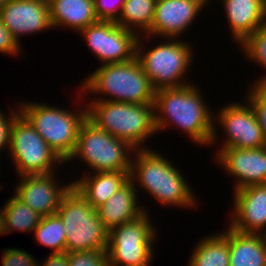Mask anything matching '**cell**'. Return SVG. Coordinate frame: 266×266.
Wrapping results in <instances>:
<instances>
[{
    "instance_id": "7",
    "label": "cell",
    "mask_w": 266,
    "mask_h": 266,
    "mask_svg": "<svg viewBox=\"0 0 266 266\" xmlns=\"http://www.w3.org/2000/svg\"><path fill=\"white\" fill-rule=\"evenodd\" d=\"M134 150L126 141L110 135L87 117L81 124L70 159L79 155L96 172L130 171L131 158L129 160L126 153Z\"/></svg>"
},
{
    "instance_id": "25",
    "label": "cell",
    "mask_w": 266,
    "mask_h": 266,
    "mask_svg": "<svg viewBox=\"0 0 266 266\" xmlns=\"http://www.w3.org/2000/svg\"><path fill=\"white\" fill-rule=\"evenodd\" d=\"M157 0H125L121 16L116 24L133 31L137 26L145 33L151 28ZM132 25V26H130Z\"/></svg>"
},
{
    "instance_id": "32",
    "label": "cell",
    "mask_w": 266,
    "mask_h": 266,
    "mask_svg": "<svg viewBox=\"0 0 266 266\" xmlns=\"http://www.w3.org/2000/svg\"><path fill=\"white\" fill-rule=\"evenodd\" d=\"M19 42L13 37L12 33L3 25L0 17V52L7 54H17Z\"/></svg>"
},
{
    "instance_id": "13",
    "label": "cell",
    "mask_w": 266,
    "mask_h": 266,
    "mask_svg": "<svg viewBox=\"0 0 266 266\" xmlns=\"http://www.w3.org/2000/svg\"><path fill=\"white\" fill-rule=\"evenodd\" d=\"M3 25L19 42V36L51 28L48 0H10L0 9Z\"/></svg>"
},
{
    "instance_id": "21",
    "label": "cell",
    "mask_w": 266,
    "mask_h": 266,
    "mask_svg": "<svg viewBox=\"0 0 266 266\" xmlns=\"http://www.w3.org/2000/svg\"><path fill=\"white\" fill-rule=\"evenodd\" d=\"M52 28L69 26L81 31L98 21L94 0H48Z\"/></svg>"
},
{
    "instance_id": "10",
    "label": "cell",
    "mask_w": 266,
    "mask_h": 266,
    "mask_svg": "<svg viewBox=\"0 0 266 266\" xmlns=\"http://www.w3.org/2000/svg\"><path fill=\"white\" fill-rule=\"evenodd\" d=\"M8 149L20 177L52 173V163H63L21 112L14 119Z\"/></svg>"
},
{
    "instance_id": "27",
    "label": "cell",
    "mask_w": 266,
    "mask_h": 266,
    "mask_svg": "<svg viewBox=\"0 0 266 266\" xmlns=\"http://www.w3.org/2000/svg\"><path fill=\"white\" fill-rule=\"evenodd\" d=\"M245 55L266 67V23L242 43Z\"/></svg>"
},
{
    "instance_id": "2",
    "label": "cell",
    "mask_w": 266,
    "mask_h": 266,
    "mask_svg": "<svg viewBox=\"0 0 266 266\" xmlns=\"http://www.w3.org/2000/svg\"><path fill=\"white\" fill-rule=\"evenodd\" d=\"M154 104H134L99 99L87 107V117L99 128L139 149L156 134Z\"/></svg>"
},
{
    "instance_id": "19",
    "label": "cell",
    "mask_w": 266,
    "mask_h": 266,
    "mask_svg": "<svg viewBox=\"0 0 266 266\" xmlns=\"http://www.w3.org/2000/svg\"><path fill=\"white\" fill-rule=\"evenodd\" d=\"M134 185V182L129 180L102 206L97 208L98 216L108 231L119 225L135 220L146 212L145 210L143 211L144 208L137 205V191Z\"/></svg>"
},
{
    "instance_id": "36",
    "label": "cell",
    "mask_w": 266,
    "mask_h": 266,
    "mask_svg": "<svg viewBox=\"0 0 266 266\" xmlns=\"http://www.w3.org/2000/svg\"><path fill=\"white\" fill-rule=\"evenodd\" d=\"M10 0H0V9L3 8Z\"/></svg>"
},
{
    "instance_id": "35",
    "label": "cell",
    "mask_w": 266,
    "mask_h": 266,
    "mask_svg": "<svg viewBox=\"0 0 266 266\" xmlns=\"http://www.w3.org/2000/svg\"><path fill=\"white\" fill-rule=\"evenodd\" d=\"M2 209H0V234L3 235L5 234V229H4V216L2 214Z\"/></svg>"
},
{
    "instance_id": "29",
    "label": "cell",
    "mask_w": 266,
    "mask_h": 266,
    "mask_svg": "<svg viewBox=\"0 0 266 266\" xmlns=\"http://www.w3.org/2000/svg\"><path fill=\"white\" fill-rule=\"evenodd\" d=\"M68 266H110L106 250L68 252Z\"/></svg>"
},
{
    "instance_id": "3",
    "label": "cell",
    "mask_w": 266,
    "mask_h": 266,
    "mask_svg": "<svg viewBox=\"0 0 266 266\" xmlns=\"http://www.w3.org/2000/svg\"><path fill=\"white\" fill-rule=\"evenodd\" d=\"M136 163L131 161L130 180L135 176L147 191L165 205L194 206L195 199L182 174L162 155L138 149ZM137 173V174H135Z\"/></svg>"
},
{
    "instance_id": "15",
    "label": "cell",
    "mask_w": 266,
    "mask_h": 266,
    "mask_svg": "<svg viewBox=\"0 0 266 266\" xmlns=\"http://www.w3.org/2000/svg\"><path fill=\"white\" fill-rule=\"evenodd\" d=\"M219 152V163L238 178L235 190L249 185L266 184V146L258 149L229 147Z\"/></svg>"
},
{
    "instance_id": "22",
    "label": "cell",
    "mask_w": 266,
    "mask_h": 266,
    "mask_svg": "<svg viewBox=\"0 0 266 266\" xmlns=\"http://www.w3.org/2000/svg\"><path fill=\"white\" fill-rule=\"evenodd\" d=\"M229 266H266V239L229 227Z\"/></svg>"
},
{
    "instance_id": "34",
    "label": "cell",
    "mask_w": 266,
    "mask_h": 266,
    "mask_svg": "<svg viewBox=\"0 0 266 266\" xmlns=\"http://www.w3.org/2000/svg\"><path fill=\"white\" fill-rule=\"evenodd\" d=\"M42 266H68V253H51Z\"/></svg>"
},
{
    "instance_id": "26",
    "label": "cell",
    "mask_w": 266,
    "mask_h": 266,
    "mask_svg": "<svg viewBox=\"0 0 266 266\" xmlns=\"http://www.w3.org/2000/svg\"><path fill=\"white\" fill-rule=\"evenodd\" d=\"M34 234L38 243L53 248L52 253L66 252L65 227L57 214L42 217Z\"/></svg>"
},
{
    "instance_id": "30",
    "label": "cell",
    "mask_w": 266,
    "mask_h": 266,
    "mask_svg": "<svg viewBox=\"0 0 266 266\" xmlns=\"http://www.w3.org/2000/svg\"><path fill=\"white\" fill-rule=\"evenodd\" d=\"M119 1L117 8L116 5H113L115 3L114 1H113L114 3H111L108 2V0H94L95 14L98 20L117 22L122 12L125 0H119Z\"/></svg>"
},
{
    "instance_id": "12",
    "label": "cell",
    "mask_w": 266,
    "mask_h": 266,
    "mask_svg": "<svg viewBox=\"0 0 266 266\" xmlns=\"http://www.w3.org/2000/svg\"><path fill=\"white\" fill-rule=\"evenodd\" d=\"M248 106L229 104L220 111L218 120L227 132L221 149H258L266 146L261 126L250 103Z\"/></svg>"
},
{
    "instance_id": "28",
    "label": "cell",
    "mask_w": 266,
    "mask_h": 266,
    "mask_svg": "<svg viewBox=\"0 0 266 266\" xmlns=\"http://www.w3.org/2000/svg\"><path fill=\"white\" fill-rule=\"evenodd\" d=\"M252 89L248 101L255 112L258 124L261 126L266 144V76L262 77Z\"/></svg>"
},
{
    "instance_id": "8",
    "label": "cell",
    "mask_w": 266,
    "mask_h": 266,
    "mask_svg": "<svg viewBox=\"0 0 266 266\" xmlns=\"http://www.w3.org/2000/svg\"><path fill=\"white\" fill-rule=\"evenodd\" d=\"M154 228L144 212L137 219L108 231L110 266H148L152 258Z\"/></svg>"
},
{
    "instance_id": "23",
    "label": "cell",
    "mask_w": 266,
    "mask_h": 266,
    "mask_svg": "<svg viewBox=\"0 0 266 266\" xmlns=\"http://www.w3.org/2000/svg\"><path fill=\"white\" fill-rule=\"evenodd\" d=\"M206 238L196 246L189 266H229V229Z\"/></svg>"
},
{
    "instance_id": "1",
    "label": "cell",
    "mask_w": 266,
    "mask_h": 266,
    "mask_svg": "<svg viewBox=\"0 0 266 266\" xmlns=\"http://www.w3.org/2000/svg\"><path fill=\"white\" fill-rule=\"evenodd\" d=\"M198 90L188 84L155 91L154 110L160 111L158 114L155 111L157 132L165 126L175 123L195 142L208 145L215 140L216 133L212 113L207 109L208 106H205Z\"/></svg>"
},
{
    "instance_id": "18",
    "label": "cell",
    "mask_w": 266,
    "mask_h": 266,
    "mask_svg": "<svg viewBox=\"0 0 266 266\" xmlns=\"http://www.w3.org/2000/svg\"><path fill=\"white\" fill-rule=\"evenodd\" d=\"M232 38L241 44L266 23V0H223Z\"/></svg>"
},
{
    "instance_id": "5",
    "label": "cell",
    "mask_w": 266,
    "mask_h": 266,
    "mask_svg": "<svg viewBox=\"0 0 266 266\" xmlns=\"http://www.w3.org/2000/svg\"><path fill=\"white\" fill-rule=\"evenodd\" d=\"M56 214L66 233V252L106 250L108 230L100 220L97 209L72 185L63 195Z\"/></svg>"
},
{
    "instance_id": "33",
    "label": "cell",
    "mask_w": 266,
    "mask_h": 266,
    "mask_svg": "<svg viewBox=\"0 0 266 266\" xmlns=\"http://www.w3.org/2000/svg\"><path fill=\"white\" fill-rule=\"evenodd\" d=\"M17 113L20 112H14L11 114L9 119L7 117L5 118L4 115L0 117V149L2 147H10V137H11V129L14 123L15 117L18 115Z\"/></svg>"
},
{
    "instance_id": "31",
    "label": "cell",
    "mask_w": 266,
    "mask_h": 266,
    "mask_svg": "<svg viewBox=\"0 0 266 266\" xmlns=\"http://www.w3.org/2000/svg\"><path fill=\"white\" fill-rule=\"evenodd\" d=\"M2 257V266H39L37 262L25 251L20 249L8 248L4 251Z\"/></svg>"
},
{
    "instance_id": "24",
    "label": "cell",
    "mask_w": 266,
    "mask_h": 266,
    "mask_svg": "<svg viewBox=\"0 0 266 266\" xmlns=\"http://www.w3.org/2000/svg\"><path fill=\"white\" fill-rule=\"evenodd\" d=\"M2 214L4 216L5 233H10L15 229L16 231L32 230L33 232L42 218L41 215L33 211L15 195L6 202L2 208Z\"/></svg>"
},
{
    "instance_id": "9",
    "label": "cell",
    "mask_w": 266,
    "mask_h": 266,
    "mask_svg": "<svg viewBox=\"0 0 266 266\" xmlns=\"http://www.w3.org/2000/svg\"><path fill=\"white\" fill-rule=\"evenodd\" d=\"M139 41L141 40L138 37L136 57L155 91L188 85L181 82L183 74L185 75V71L190 67L189 62L193 59L187 43L178 42V40L168 44L165 42L143 54Z\"/></svg>"
},
{
    "instance_id": "4",
    "label": "cell",
    "mask_w": 266,
    "mask_h": 266,
    "mask_svg": "<svg viewBox=\"0 0 266 266\" xmlns=\"http://www.w3.org/2000/svg\"><path fill=\"white\" fill-rule=\"evenodd\" d=\"M83 84L82 91L86 89L88 92H101L116 97L107 101L154 103L155 90L137 57L125 62L102 65Z\"/></svg>"
},
{
    "instance_id": "20",
    "label": "cell",
    "mask_w": 266,
    "mask_h": 266,
    "mask_svg": "<svg viewBox=\"0 0 266 266\" xmlns=\"http://www.w3.org/2000/svg\"><path fill=\"white\" fill-rule=\"evenodd\" d=\"M129 173L130 171L95 172V176L87 175L72 185L97 209L130 180Z\"/></svg>"
},
{
    "instance_id": "6",
    "label": "cell",
    "mask_w": 266,
    "mask_h": 266,
    "mask_svg": "<svg viewBox=\"0 0 266 266\" xmlns=\"http://www.w3.org/2000/svg\"><path fill=\"white\" fill-rule=\"evenodd\" d=\"M19 110L35 131L63 161H69L77 143L79 129L87 118V109L79 114L45 104L25 103Z\"/></svg>"
},
{
    "instance_id": "17",
    "label": "cell",
    "mask_w": 266,
    "mask_h": 266,
    "mask_svg": "<svg viewBox=\"0 0 266 266\" xmlns=\"http://www.w3.org/2000/svg\"><path fill=\"white\" fill-rule=\"evenodd\" d=\"M203 6L192 0H157L151 28L146 35L178 37L187 30Z\"/></svg>"
},
{
    "instance_id": "16",
    "label": "cell",
    "mask_w": 266,
    "mask_h": 266,
    "mask_svg": "<svg viewBox=\"0 0 266 266\" xmlns=\"http://www.w3.org/2000/svg\"><path fill=\"white\" fill-rule=\"evenodd\" d=\"M234 201V219L229 227L242 233H261L266 227V184L235 190Z\"/></svg>"
},
{
    "instance_id": "11",
    "label": "cell",
    "mask_w": 266,
    "mask_h": 266,
    "mask_svg": "<svg viewBox=\"0 0 266 266\" xmlns=\"http://www.w3.org/2000/svg\"><path fill=\"white\" fill-rule=\"evenodd\" d=\"M80 33L103 65L125 62L136 57L139 35L118 26L116 22L98 20Z\"/></svg>"
},
{
    "instance_id": "37",
    "label": "cell",
    "mask_w": 266,
    "mask_h": 266,
    "mask_svg": "<svg viewBox=\"0 0 266 266\" xmlns=\"http://www.w3.org/2000/svg\"><path fill=\"white\" fill-rule=\"evenodd\" d=\"M192 1L198 2V3H200L202 6H203L204 4H206V2H207V0H192Z\"/></svg>"
},
{
    "instance_id": "14",
    "label": "cell",
    "mask_w": 266,
    "mask_h": 266,
    "mask_svg": "<svg viewBox=\"0 0 266 266\" xmlns=\"http://www.w3.org/2000/svg\"><path fill=\"white\" fill-rule=\"evenodd\" d=\"M22 177V181L17 185L15 196L42 217L56 214L63 195L72 186L70 183L58 189L52 173Z\"/></svg>"
}]
</instances>
